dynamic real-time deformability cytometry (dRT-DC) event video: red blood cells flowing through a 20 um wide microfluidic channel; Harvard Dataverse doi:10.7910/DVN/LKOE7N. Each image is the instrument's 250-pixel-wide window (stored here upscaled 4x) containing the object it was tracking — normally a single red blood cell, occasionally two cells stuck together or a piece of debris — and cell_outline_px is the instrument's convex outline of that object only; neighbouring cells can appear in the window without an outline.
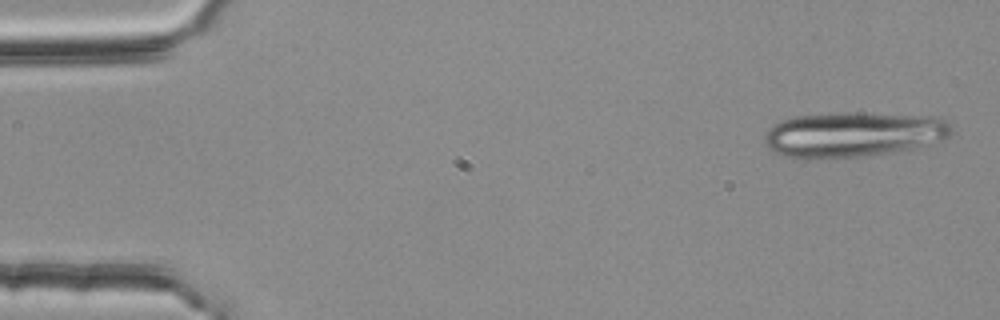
{"species": "common noctule bat (a hibernating species)", "species_latin": "Nyctalus noctula", "temperature_condition": "room temperature", "stored_images_in_passage": 5, "camera_frame_rate_fps": 3000, "um_per_image_px": 0.085, "animal": {"sex": "female", "body_mass_g": 25.1}, "frame": {"image": 1, "passage_image": 1, "time_ms": 0.0, "image_size_px": [1000, 320], "cell_outline_px": [[952, 136], [940, 140], [912, 148], [888, 152], [860, 156], [784, 156], [772, 152], [768, 148], [764, 140], [764, 136], [768, 128], [780, 120], [792, 116], [832, 112], [860, 112], [932, 116], [944, 120], [952, 128]], "centroid_in_image_um": [72.5, 11.37], "position_along_channel_um": 12.5, "area_um2": 48.67}}